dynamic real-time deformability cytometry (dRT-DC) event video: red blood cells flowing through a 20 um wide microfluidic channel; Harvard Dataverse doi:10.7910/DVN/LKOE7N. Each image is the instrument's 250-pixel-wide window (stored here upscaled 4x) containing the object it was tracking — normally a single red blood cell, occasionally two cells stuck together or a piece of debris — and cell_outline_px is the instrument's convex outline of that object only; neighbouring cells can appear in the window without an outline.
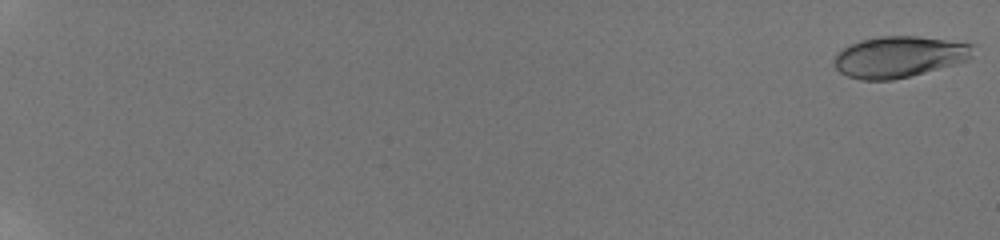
{"species": "human", "species_latin": "Homo sapiens", "temperature_condition": "room temperature", "stored_images_in_passage": 58, "camera_frame_rate_fps": 3000, "um_per_image_px": 0.085, "donor": {"sex": "male"}, "frame": {"image": 1, "passage_image": 1, "time_ms": 0.0, "image_size_px": [1000, 240], "cell_outline_px": [[976, 44], [972, 56], [968, 60], [956, 64], [892, 80], [860, 80], [848, 76], [840, 72], [836, 68], [836, 56], [844, 48], [860, 40], [880, 36], [916, 36]], "centroid_in_image_um": [76.48, 4.82], "position_along_channel_um": 8.5, "area_um2": 33.06}}
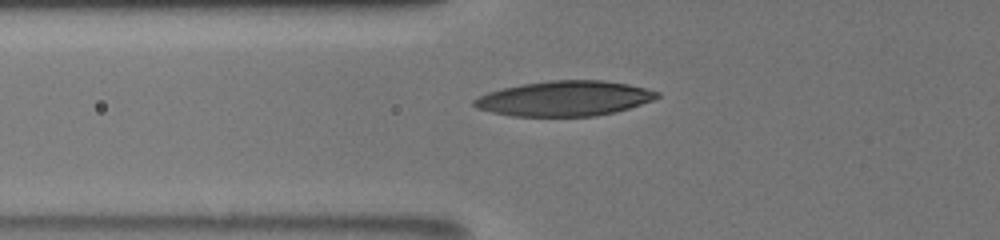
{"frame": {"image": 2, "passage_image": 26, "time_ms": 8.333, "image_size_px": [1000, 240], "cell_outline_px": [[660, 96], [652, 100], [616, 112], [596, 116], [512, 116], [492, 112], [476, 108], [472, 104], [472, 100], [488, 92], [520, 84], [548, 80], [604, 80], [628, 84], [660, 92]], "centroid_in_image_um": [47.97, 8.37], "position_along_channel_um": 77.8, "area_um2": 37.4}}
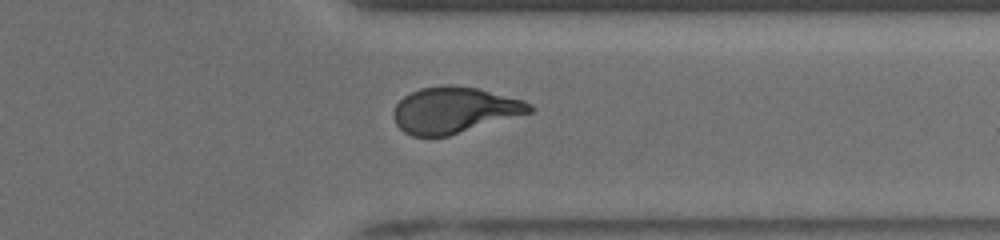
{"frame": {"image": 3, "passage_image": 49, "time_ms": 16.0, "image_size_px": [1000, 240], "cell_outline_px": [[536, 108], [532, 112], [448, 136], [412, 136], [404, 132], [396, 124], [392, 116], [392, 112], [396, 104], [404, 96], [420, 88], [476, 88], [524, 100], [532, 104]], "centroid_in_image_um": [38.62, 9.4], "position_along_channel_um": 372.8, "area_um2": 35.72}, "authors_computed_cell_mechanics": {"area_um2": 36.0672, "velocity_mm_per_s": 3.8857, "shape_relaxation_time_tau1_ms": 3.9688, "shape_relaxation_time_tau2_ms": 0.9231, "deformation_change_tau1": 0.1752, "deformation_change_tau2": 0.0651}}